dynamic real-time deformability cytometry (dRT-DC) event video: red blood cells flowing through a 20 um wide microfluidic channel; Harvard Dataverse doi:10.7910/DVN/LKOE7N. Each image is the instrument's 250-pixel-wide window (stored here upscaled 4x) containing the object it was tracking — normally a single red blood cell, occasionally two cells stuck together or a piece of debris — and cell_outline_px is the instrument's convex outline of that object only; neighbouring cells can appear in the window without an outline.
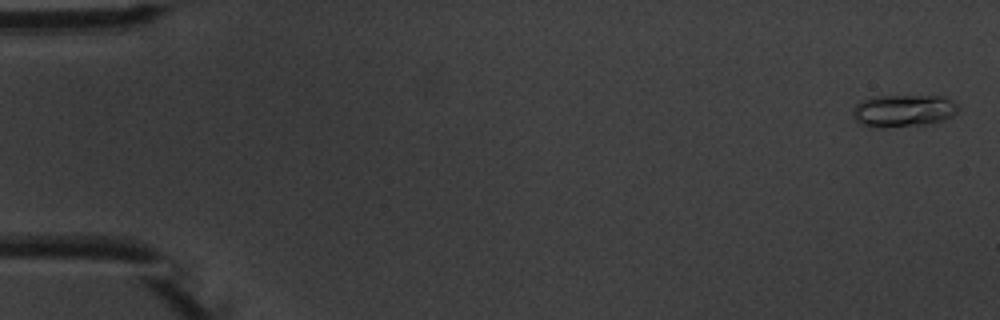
{"species": "common noctule bat (a hibernating species)", "species_latin": "Nyctalus noctula", "temperature_condition": "warm", "stored_images_in_passage": 6, "camera_frame_rate_fps": 3000, "um_per_image_px": 0.085, "animal": {"sex": "male", "body_mass_g": 20.1, "forearm_length_mm": 53.5}, "frame": {"image": 1, "passage_image": 1, "time_ms": 0.0, "image_size_px": [1000, 320], "cell_outline_px": [[956, 112], [952, 116], [944, 120], [924, 124], [884, 128], [872, 128], [860, 124], [856, 120], [852, 112], [856, 104], [872, 96], [944, 96], [952, 100], [956, 104]], "centroid_in_image_um": [76.75, 9.42], "position_along_channel_um": 8.3, "area_um2": 19.83}}